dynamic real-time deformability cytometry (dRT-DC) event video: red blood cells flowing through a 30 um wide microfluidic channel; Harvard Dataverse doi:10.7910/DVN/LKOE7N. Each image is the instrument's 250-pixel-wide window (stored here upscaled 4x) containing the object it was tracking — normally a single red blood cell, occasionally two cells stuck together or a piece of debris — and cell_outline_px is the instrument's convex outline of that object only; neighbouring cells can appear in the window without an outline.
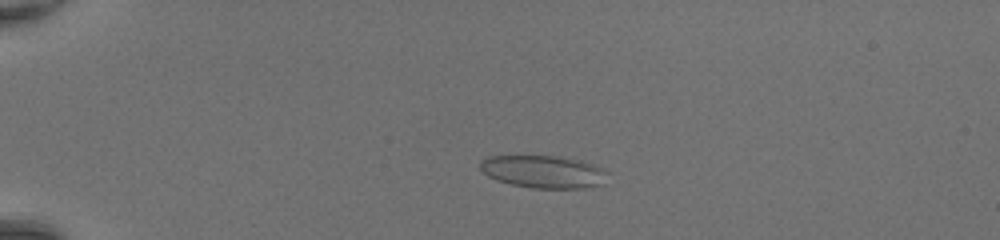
{"species": "common noctule bat (a hibernating species)", "species_latin": "Nyctalus noctula", "temperature_condition": "room temperature", "stored_images_in_passage": 48, "camera_frame_rate_fps": 3000, "um_per_image_px": 0.085, "animal": {"sex": "female", "body_mass_g": 20.0, "forearm_length_mm": 54.0}, "frame": {"image": 1, "passage_image": 12, "time_ms": 3.667, "image_size_px": [1000, 240], "cell_outline_px": [[608, 172], [600, 184], [584, 188], [532, 188], [512, 184], [496, 180], [488, 176], [480, 168], [480, 160], [488, 156], [560, 156], [580, 160], [604, 168]], "centroid_in_image_um": [46.17, 14.58], "position_along_channel_um": 38.8, "area_um2": 24.1}}
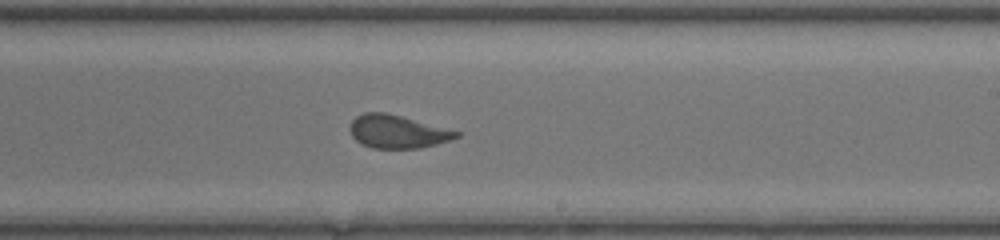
{"frame": {"image": 2, "passage_image": 31, "time_ms": 10.0, "image_size_px": [1000, 240], "cell_outline_px": [[460, 136], [436, 144], [420, 148], [372, 148], [360, 144], [352, 136], [348, 128], [348, 124], [356, 116], [364, 112], [384, 112], [400, 116], [460, 132]], "centroid_in_image_um": [33.7, 11.19], "position_along_channel_um": 255.3, "area_um2": 20.4}}
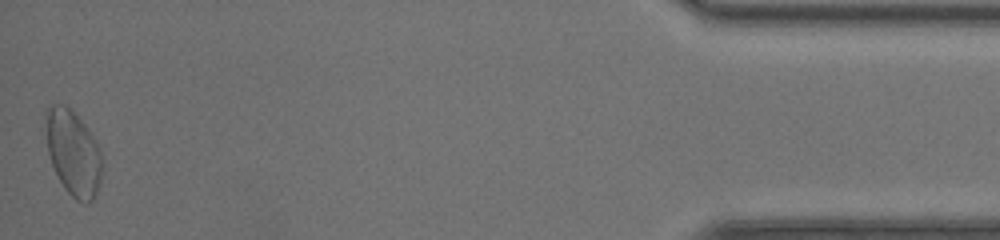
{"frame": {"image": 3, "passage_image": 48, "time_ms": 15.667, "image_size_px": [1000, 240], "cell_outline_px": [[100, 184], [92, 200], [88, 204], [76, 200], [64, 188], [52, 164], [48, 152], [44, 116], [48, 108], [52, 104], [64, 104], [80, 116], [100, 148]], "centroid_in_image_um": [6.2, 12.95], "position_along_channel_um": 429.0, "area_um2": 27.86}, "authors_computed_cell_mechanics": {"area_um2": 21.9929, "velocity_mm_per_s": 4.3999, "shape_relaxation_time_tau1_ms": 3.9136, "shape_relaxation_time_tau2_ms": 0.7932, "deformation_change_tau1": 0.1428, "deformation_change_tau2": 0.0624}}